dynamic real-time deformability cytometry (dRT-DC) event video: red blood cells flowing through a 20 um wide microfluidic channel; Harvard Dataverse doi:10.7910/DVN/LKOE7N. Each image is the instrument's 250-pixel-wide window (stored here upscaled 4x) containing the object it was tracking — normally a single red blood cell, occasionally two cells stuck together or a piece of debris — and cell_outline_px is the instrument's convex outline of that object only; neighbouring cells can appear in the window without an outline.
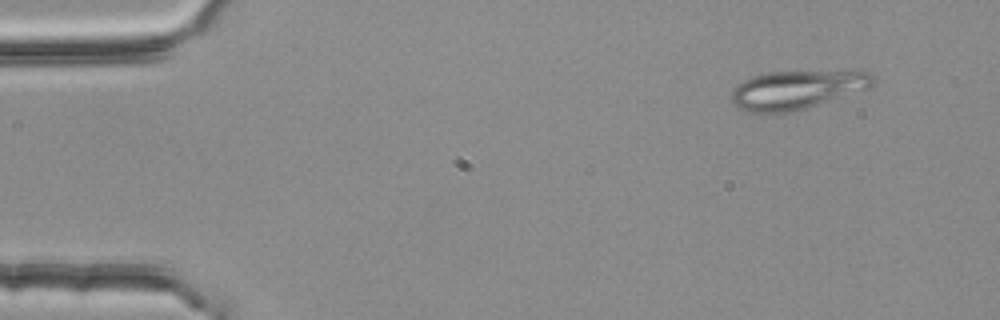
{"species": "common noctule bat (a hibernating species)", "species_latin": "Nyctalus noctula", "temperature_condition": "room temperature", "stored_images_in_passage": 4, "camera_frame_rate_fps": 3000, "um_per_image_px": 0.085, "animal": {"sex": "female", "body_mass_g": 25.1}, "frame": {"image": 1, "passage_image": 1, "time_ms": 0.0, "image_size_px": [1000, 320], "cell_outline_px": [[880, 80], [868, 88], [804, 108], [788, 112], [748, 112], [740, 108], [732, 100], [732, 92], [736, 84], [752, 76], [768, 72], [856, 68], [860, 68], [872, 72]], "centroid_in_image_um": [67.89, 7.54], "position_along_channel_um": 17.1, "area_um2": 32.77}}